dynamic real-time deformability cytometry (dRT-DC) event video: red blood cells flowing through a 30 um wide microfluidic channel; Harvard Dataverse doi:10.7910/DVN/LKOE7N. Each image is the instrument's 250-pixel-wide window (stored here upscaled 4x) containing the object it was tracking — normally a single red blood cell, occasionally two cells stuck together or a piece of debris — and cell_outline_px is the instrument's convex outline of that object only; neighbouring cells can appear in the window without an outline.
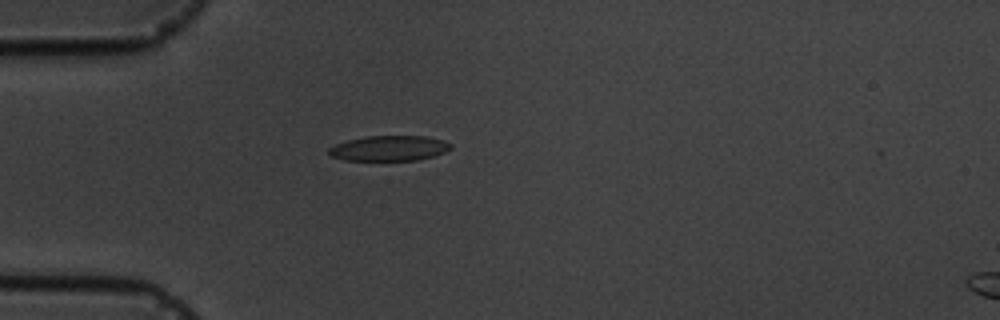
{"species": "common noctule bat (a hibernating species)", "species_latin": "Nyctalus noctula", "temperature_condition": "cold", "stored_images_in_passage": 5, "camera_frame_rate_fps": 3000, "um_per_image_px": 0.085, "animal": {"sex": "male", "body_mass_g": 19.5, "forearm_length_mm": 54.6}, "frame": {"image": 1, "passage_image": 4, "time_ms": 4.333, "image_size_px": [1000, 320], "cell_outline_px": [[452, 148], [444, 152], [432, 156], [416, 160], [344, 160], [328, 156], [328, 148], [336, 144], [348, 140], [364, 136], [428, 136], [444, 140], [452, 144]], "centroid_in_image_um": [33.06, 12.59], "position_along_channel_um": 51.9, "area_um2": 18.03}}